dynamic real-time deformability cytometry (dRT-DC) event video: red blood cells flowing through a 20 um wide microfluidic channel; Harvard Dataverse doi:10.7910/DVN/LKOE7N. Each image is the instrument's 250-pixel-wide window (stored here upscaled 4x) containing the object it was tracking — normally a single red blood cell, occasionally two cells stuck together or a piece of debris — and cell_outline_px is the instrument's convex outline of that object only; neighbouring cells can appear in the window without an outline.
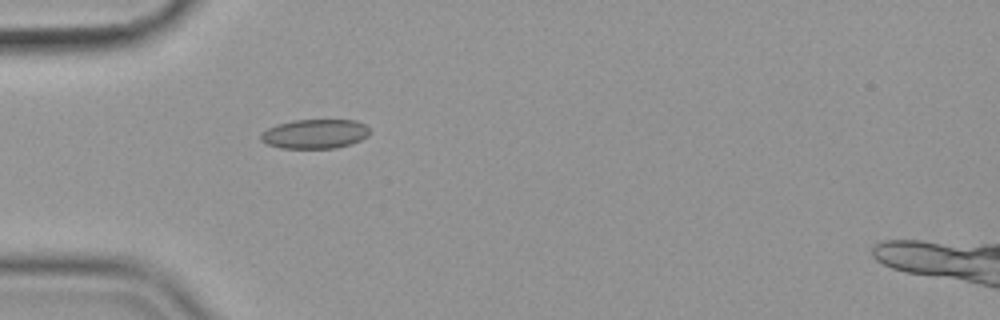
{"species": "common noctule bat (a hibernating species)", "species_latin": "Nyctalus noctula", "temperature_condition": "cold", "stored_images_in_passage": 40, "camera_frame_rate_fps": 3000, "um_per_image_px": 0.085, "animal": {"sex": "female", "body_mass_g": 19.9}, "frame": {"image": 1, "passage_image": 1, "time_ms": 0.0, "image_size_px": [1000, 320], "cell_outline_px": [[368, 136], [352, 144], [336, 148], [280, 148], [268, 144], [260, 140], [260, 132], [276, 124], [292, 120], [356, 120], [364, 124], [368, 128]], "centroid_in_image_um": [26.74, 11.38], "position_along_channel_um": 58.3, "area_um2": 18.73}}
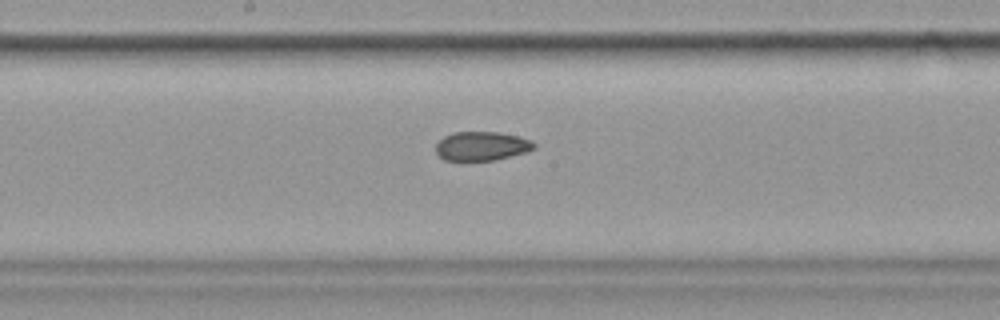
{"frame": {"image": 2, "passage_image": 14, "time_ms": 4.333, "image_size_px": [1000, 320], "cell_outline_px": [[536, 148], [528, 152], [496, 160], [444, 160], [436, 152], [436, 144], [444, 136], [452, 132], [500, 132], [520, 136], [532, 140], [536, 144]], "centroid_in_image_um": [41.0, 12.41], "position_along_channel_um": 207.2, "area_um2": 16.82}}
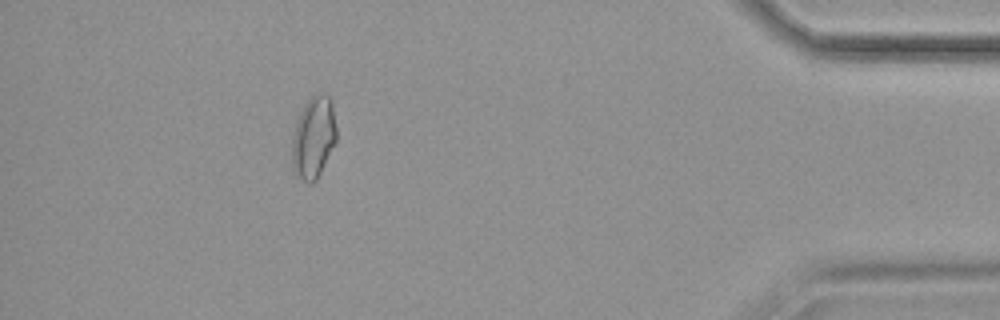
{"frame": {"image": 3, "passage_image": 35, "time_ms": 11.333, "image_size_px": [1000, 320], "cell_outline_px": [[336, 140], [316, 180], [312, 184], [308, 184], [296, 176], [292, 168], [292, 140], [296, 124], [300, 112], [304, 104], [316, 92], [324, 92], [332, 100], [336, 128]], "centroid_in_image_um": [26.64, 11.67], "position_along_channel_um": 408.6, "area_um2": 21.27}, "authors_computed_cell_mechanics": {"area_um2": 17.7446, "velocity_mm_per_s": 3.565, "shape_relaxation_time_tau1_ms": null, "shape_relaxation_time_tau2_ms": 2.1613, "deformation_change_tau1": null, "deformation_change_tau2": 0.0751}}